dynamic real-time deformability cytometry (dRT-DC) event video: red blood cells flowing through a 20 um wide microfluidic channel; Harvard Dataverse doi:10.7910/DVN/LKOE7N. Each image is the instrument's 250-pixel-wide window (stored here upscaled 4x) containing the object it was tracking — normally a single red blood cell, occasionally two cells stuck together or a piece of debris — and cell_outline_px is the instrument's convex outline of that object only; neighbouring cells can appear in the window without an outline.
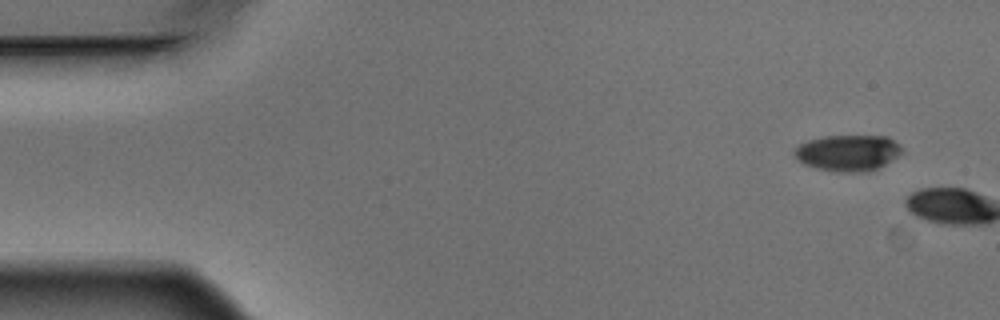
{"species": "Egyptian fruit bat (a non-hibernating species)", "species_latin": "Rousettus aegyptiacus", "temperature_condition": "warm", "stored_images_in_passage": 5, "camera_frame_rate_fps": 3000, "um_per_image_px": 0.085, "animal": {"sex": "male"}, "frame": {"image": 1, "passage_image": 1, "time_ms": 0.0, "image_size_px": [1000, 320], "cell_outline_px": [[900, 152], [896, 156], [884, 164], [868, 172], [836, 172], [816, 168], [804, 164], [796, 160], [792, 152], [800, 144], [808, 140], [824, 136], [888, 136], [900, 144]], "centroid_in_image_um": [72.02, 12.99], "position_along_channel_um": 13.0, "area_um2": 22.6}}
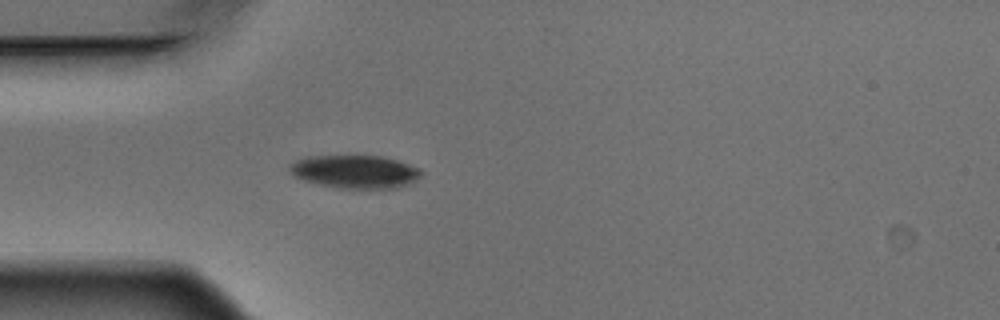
{"frame": {"image": 2, "passage_image": 5, "time_ms": 1.333, "image_size_px": [1000, 320], "cell_outline_px": [[424, 172], [416, 180], [408, 184], [396, 188], [340, 188], [320, 184], [304, 180], [292, 176], [288, 168], [288, 164], [304, 156], [384, 156], [420, 168]], "centroid_in_image_um": [30.16, 14.58], "position_along_channel_um": 54.8, "area_um2": 25.49}}